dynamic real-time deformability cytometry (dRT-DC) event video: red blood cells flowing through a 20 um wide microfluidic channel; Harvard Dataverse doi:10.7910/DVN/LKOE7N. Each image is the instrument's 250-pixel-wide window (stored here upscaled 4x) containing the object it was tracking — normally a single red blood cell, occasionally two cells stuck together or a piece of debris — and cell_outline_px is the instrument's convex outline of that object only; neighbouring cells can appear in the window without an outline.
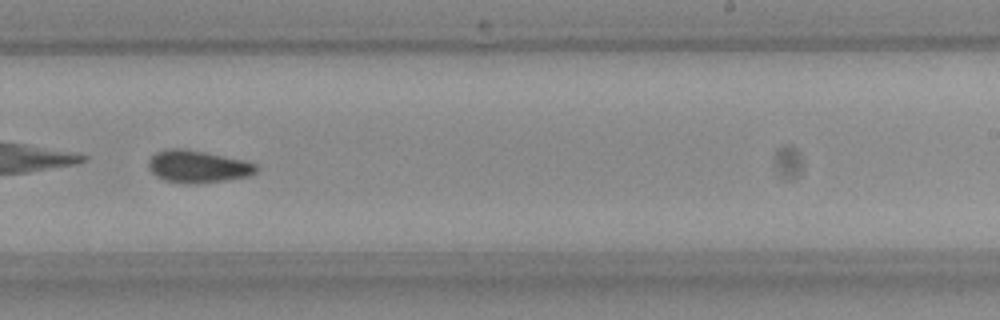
{"species": "Egyptian fruit bat (a non-hibernating species)", "species_latin": "Rousettus aegyptiacus", "temperature_condition": "room temperature", "stored_images_in_passage": 45, "camera_frame_rate_fps": 3000, "um_per_image_px": 0.085, "frame": {"image": 1, "passage_image": 26, "time_ms": 8.333, "image_size_px": [1000, 320], "cell_outline_px": [[256, 172], [248, 176], [224, 180], [196, 184], [184, 184], [164, 180], [156, 176], [148, 168], [148, 160], [156, 152], [168, 148], [184, 148], [244, 160], [256, 164]], "centroid_in_image_um": [16.76, 14.16], "position_along_channel_um": 272.2, "area_um2": 20.29}, "authors_computed_cell_mechanics": {"area_um2": 19.8832, "velocity_mm_per_s": 3.9582, "shape_relaxation_time_tau1_ms": null, "shape_relaxation_time_tau2_ms": 4.4321, "deformation_change_tau1": null, "deformation_change_tau2": 0.0576}}